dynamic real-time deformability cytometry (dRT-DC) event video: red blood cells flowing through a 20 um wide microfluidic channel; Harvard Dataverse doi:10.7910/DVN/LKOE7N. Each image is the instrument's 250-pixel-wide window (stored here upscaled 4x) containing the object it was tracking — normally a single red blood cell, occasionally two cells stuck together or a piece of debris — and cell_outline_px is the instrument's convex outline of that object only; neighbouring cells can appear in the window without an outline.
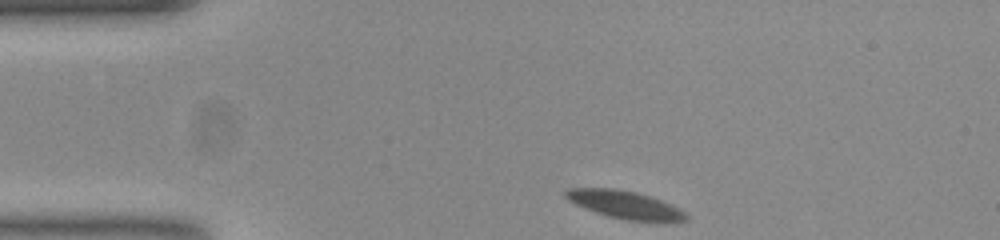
{"species": "common noctule bat (a hibernating species)", "species_latin": "Nyctalus noctula", "temperature_condition": "room temperature", "stored_images_in_passage": 47, "camera_frame_rate_fps": 3000, "um_per_image_px": 0.085, "animal": {"sex": "female", "body_mass_g": 23.0, "forearm_length_mm": 53.4}, "frame": {"image": 1, "passage_image": 1, "time_ms": 0.0, "image_size_px": [1000, 240], "cell_outline_px": [[688, 220], [628, 220], [608, 216], [596, 212], [576, 204], [568, 200], [564, 196], [564, 192], [568, 188], [612, 188], [636, 192], [660, 200], [684, 212], [688, 216]], "centroid_in_image_um": [53.02, 17.37], "position_along_channel_um": 32.0, "area_um2": 18.79}}
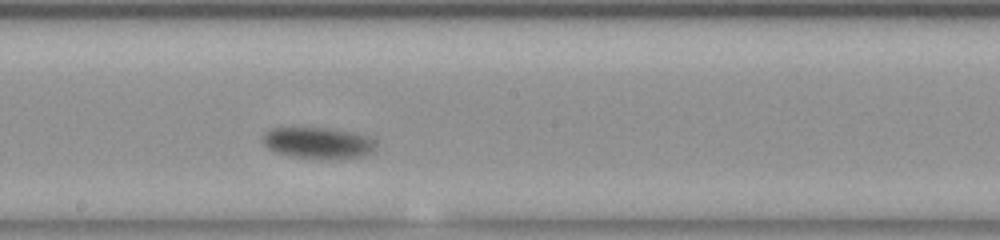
{"frame": {"image": 2, "passage_image": 21, "time_ms": 6.667, "image_size_px": [1000, 240], "cell_outline_px": [[376, 148], [372, 152], [364, 156], [320, 160], [292, 156], [276, 152], [268, 148], [264, 144], [264, 132], [272, 128], [328, 128], [352, 132], [368, 136], [376, 140]], "centroid_in_image_um": [27.08, 12.16], "position_along_channel_um": 221.1, "area_um2": 20.81}}
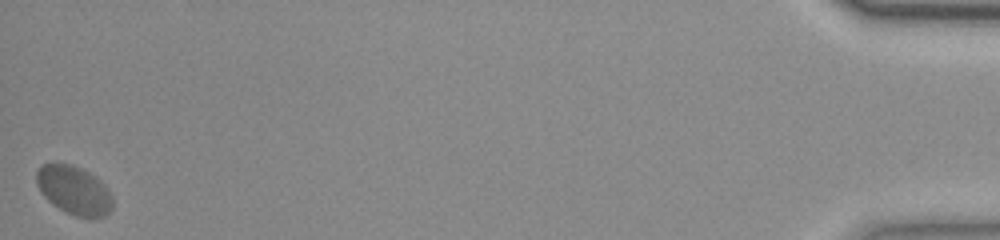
{"frame": {"image": 3, "passage_image": 47, "time_ms": 15.333, "image_size_px": [1000, 240], "cell_outline_px": [[112, 208], [104, 216], [76, 216], [64, 212], [52, 204], [40, 192], [36, 184], [36, 172], [40, 164], [72, 164], [88, 172], [100, 180], [108, 188], [112, 196]], "centroid_in_image_um": [6.26, 16.16], "position_along_channel_um": 428.9, "area_um2": 21.5}, "authors_computed_cell_mechanics": {"area_um2": 20.4034, "velocity_mm_per_s": 3.5618, "shape_relaxation_time_tau1_ms": 5.2375, "shape_relaxation_time_tau2_ms": null, "deformation_change_tau1": 0.1484, "deformation_change_tau2": null}}